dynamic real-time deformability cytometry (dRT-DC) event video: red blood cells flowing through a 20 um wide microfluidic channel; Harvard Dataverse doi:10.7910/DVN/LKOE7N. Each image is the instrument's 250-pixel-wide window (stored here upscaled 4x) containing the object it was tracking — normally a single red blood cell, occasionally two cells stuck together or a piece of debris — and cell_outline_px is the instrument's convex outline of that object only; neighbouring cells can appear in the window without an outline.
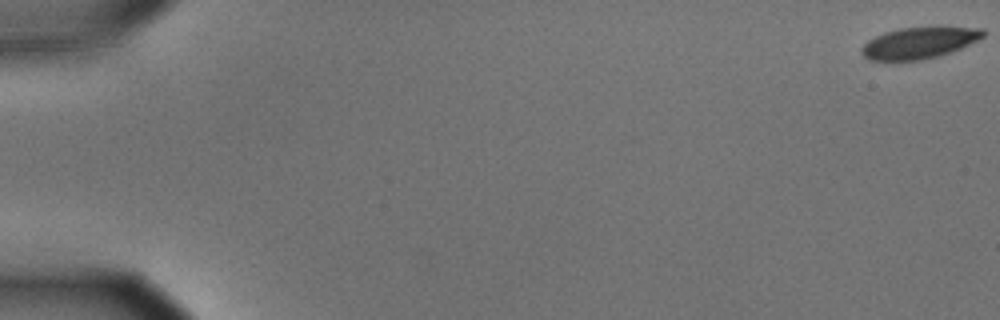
{"species": "common noctule bat (a hibernating species)", "species_latin": "Nyctalus noctula", "temperature_condition": "cold", "stored_images_in_passage": 58, "camera_frame_rate_fps": 3000, "um_per_image_px": 0.085, "animal": {"sex": "male", "body_mass_g": 15.6}, "frame": {"image": 1, "passage_image": 1, "time_ms": 0.0, "image_size_px": [1000, 320], "cell_outline_px": [[984, 36], [960, 48], [936, 56], [920, 60], [868, 60], [860, 52], [860, 48], [868, 40], [884, 32], [900, 28], [940, 24], [984, 28]], "centroid_in_image_um": [78.15, 3.58], "position_along_channel_um": 6.8, "area_um2": 22.83}}
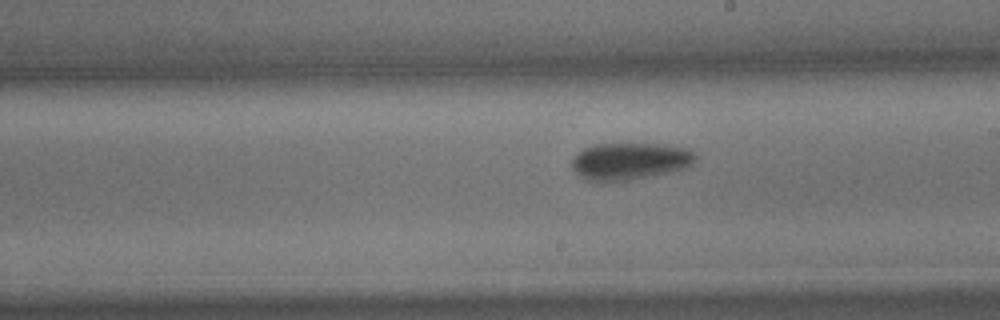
{"frame": {"image": 2, "passage_image": 34, "time_ms": 11.0, "image_size_px": [1000, 320], "cell_outline_px": [[696, 160], [688, 168], [652, 176], [604, 184], [596, 184], [584, 180], [572, 168], [572, 156], [576, 152], [584, 148], [596, 144], [660, 144], [688, 148], [696, 152]], "centroid_in_image_um": [53.5, 13.73], "position_along_channel_um": 235.5, "area_um2": 27.57}}
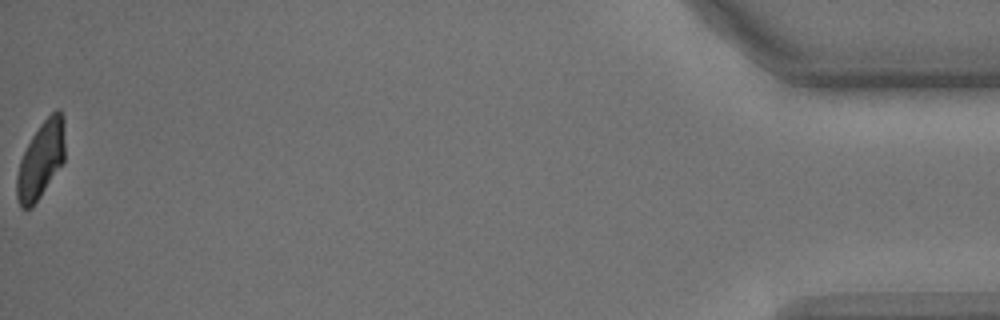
{"frame": {"image": 3, "passage_image": 58, "time_ms": 19.0, "image_size_px": [1000, 320], "cell_outline_px": [[64, 160], [32, 208], [20, 208], [16, 196], [16, 176], [20, 160], [32, 136], [40, 124], [56, 108], [60, 108], [64, 116]], "centroid_in_image_um": [3.47, 13.57], "position_along_channel_um": 431.7, "area_um2": 21.44}, "authors_computed_cell_mechanics": {"area_um2": 24.9696, "velocity_mm_per_s": 3.5711, "shape_relaxation_time_tau1_ms": 3.1012, "shape_relaxation_time_tau2_ms": 10.4939, "deformation_change_tau1": 0.0947, "deformation_change_tau2": 0.1199}}